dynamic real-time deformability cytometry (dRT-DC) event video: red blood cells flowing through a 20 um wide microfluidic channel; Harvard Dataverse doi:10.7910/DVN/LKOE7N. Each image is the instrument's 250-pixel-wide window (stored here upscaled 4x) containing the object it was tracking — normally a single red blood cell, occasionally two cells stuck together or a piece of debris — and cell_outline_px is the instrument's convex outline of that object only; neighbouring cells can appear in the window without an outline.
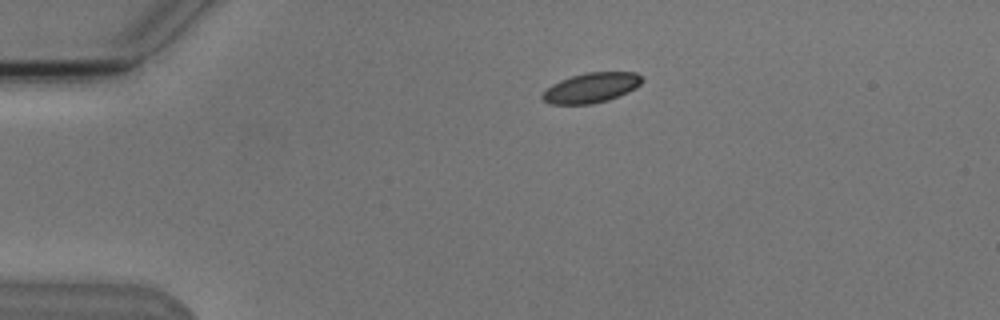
{"species": "Egyptian fruit bat (a non-hibernating species)", "species_latin": "Rousettus aegyptiacus", "temperature_condition": "cold", "stored_images_in_passage": 4, "camera_frame_rate_fps": 3000, "um_per_image_px": 0.085, "animal": {"sex": "male"}, "frame": {"image": 1, "passage_image": 2, "time_ms": 1.0, "image_size_px": [1000, 320], "cell_outline_px": [[644, 80], [636, 88], [628, 92], [608, 100], [592, 104], [548, 104], [540, 96], [552, 84], [560, 80], [584, 72], [636, 72], [644, 76]], "centroid_in_image_um": [50.29, 7.45], "position_along_channel_um": 34.7, "area_um2": 17.51}}
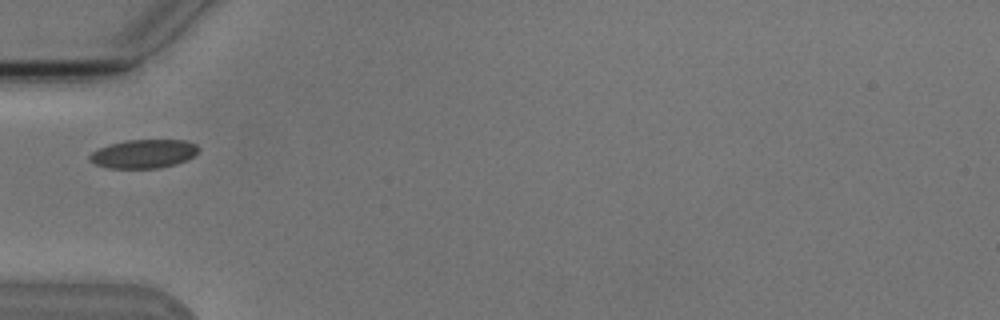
{"frame": {"image": 2, "passage_image": 4, "time_ms": 3.333, "image_size_px": [1000, 320], "cell_outline_px": [[200, 148], [188, 160], [176, 164], [160, 168], [108, 168], [96, 164], [88, 160], [88, 156], [92, 152], [100, 148], [124, 140], [184, 140], [196, 144]], "centroid_in_image_um": [12.22, 13.08], "position_along_channel_um": 72.8, "area_um2": 18.15}}